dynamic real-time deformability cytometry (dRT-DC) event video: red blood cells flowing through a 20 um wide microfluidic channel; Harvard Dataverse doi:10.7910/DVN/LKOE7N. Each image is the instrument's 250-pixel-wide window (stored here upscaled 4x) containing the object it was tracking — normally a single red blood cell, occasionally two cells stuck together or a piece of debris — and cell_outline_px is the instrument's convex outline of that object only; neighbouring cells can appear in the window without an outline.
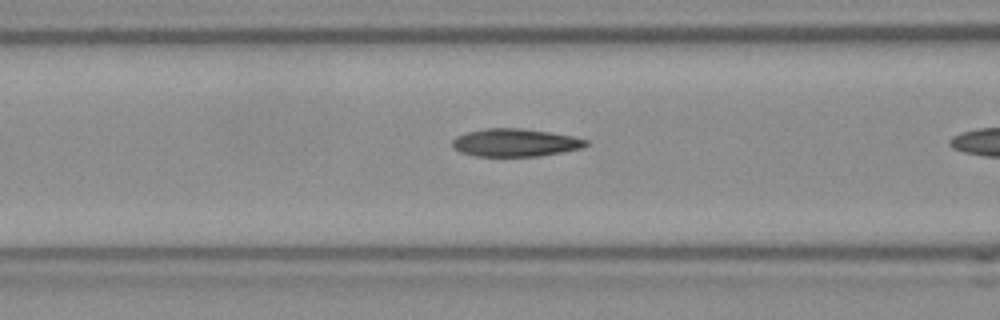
{"species": "Egyptian fruit bat (a non-hibernating species)", "species_latin": "Rousettus aegyptiacus", "temperature_condition": "room temperature", "stored_images_in_passage": 18, "camera_frame_rate_fps": 3000, "um_per_image_px": 0.085, "frame": {"image": 1, "passage_image": 17, "time_ms": 5.333, "image_size_px": [1000, 320], "cell_outline_px": [[588, 144], [584, 148], [540, 156], [476, 156], [460, 152], [452, 148], [452, 140], [456, 136], [468, 132], [484, 128], [520, 128], [552, 132], [572, 136], [588, 140]], "centroid_in_image_um": [43.8, 12.12], "position_along_channel_um": 122.8, "area_um2": 21.85}}